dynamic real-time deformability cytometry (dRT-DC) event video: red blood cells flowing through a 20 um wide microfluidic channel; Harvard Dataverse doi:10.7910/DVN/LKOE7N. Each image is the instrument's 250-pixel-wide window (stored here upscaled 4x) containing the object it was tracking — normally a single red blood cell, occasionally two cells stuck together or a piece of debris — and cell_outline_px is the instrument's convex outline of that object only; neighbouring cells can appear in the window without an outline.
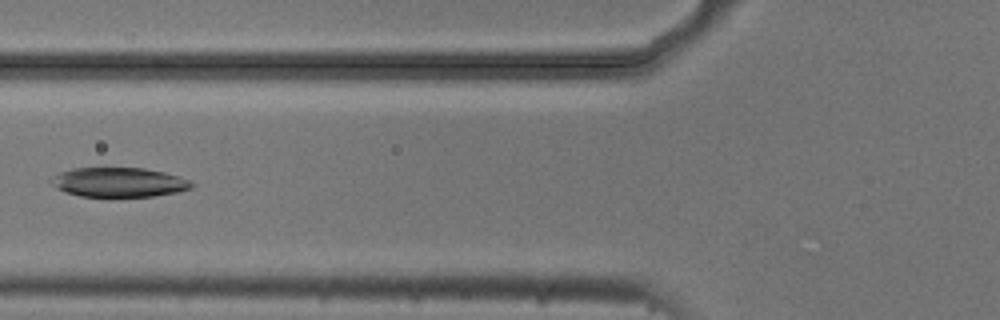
{"species": "common noctule bat (a hibernating species)", "species_latin": "Nyctalus noctula", "temperature_condition": "cold", "stored_images_in_passage": 6, "camera_frame_rate_fps": 3000, "um_per_image_px": 0.085, "animal": {"sex": "male", "body_mass_g": 20.5, "forearm_length_mm": 52.5}, "frame": {"image": 1, "passage_image": 5, "time_ms": 1.333, "image_size_px": [1000, 320], "cell_outline_px": [[196, 184], [192, 188], [180, 192], [152, 196], [80, 196], [64, 192], [48, 184], [48, 180], [52, 176], [60, 172], [72, 168], [144, 168], [164, 172], [180, 176]], "centroid_in_image_um": [10.08, 15.49], "position_along_channel_um": 115.7, "area_um2": 24.39}}
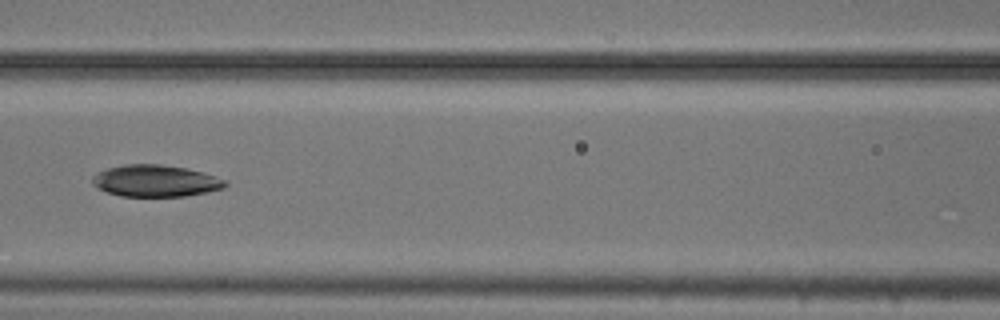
{"frame": {"image": 2, "passage_image": 6, "time_ms": 1.667, "image_size_px": [1000, 320], "cell_outline_px": [[228, 184], [224, 188], [208, 192], [184, 196], [120, 196], [96, 188], [92, 184], [92, 176], [96, 172], [108, 168], [124, 164], [160, 164], [184, 168], [216, 176], [228, 180]], "centroid_in_image_um": [13.21, 15.37], "position_along_channel_um": 153.4, "area_um2": 24.68}}